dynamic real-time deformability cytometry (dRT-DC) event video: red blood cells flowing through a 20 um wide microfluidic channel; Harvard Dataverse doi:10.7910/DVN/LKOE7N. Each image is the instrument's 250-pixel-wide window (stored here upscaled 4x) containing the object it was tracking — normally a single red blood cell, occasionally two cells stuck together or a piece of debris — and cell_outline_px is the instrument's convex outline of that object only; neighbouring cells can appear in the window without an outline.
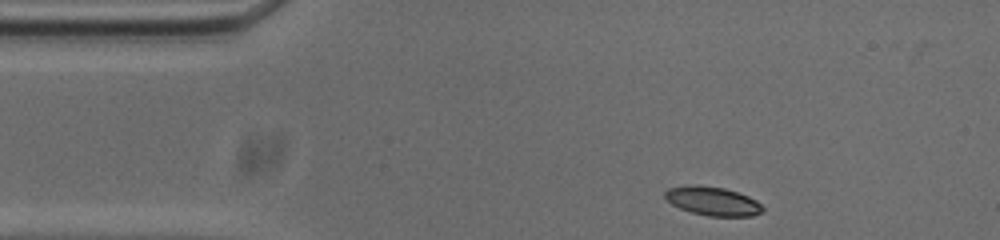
{"species": "common noctule bat (a hibernating species)", "species_latin": "Nyctalus noctula", "temperature_condition": "cold", "stored_images_in_passage": 48, "camera_frame_rate_fps": 3000, "um_per_image_px": 0.085, "animal": {"sex": "male", "body_mass_g": 20.0, "forearm_length_mm": 53.3}, "frame": {"image": 1, "passage_image": 1, "time_ms": 0.0, "image_size_px": [1000, 240], "cell_outline_px": [[764, 212], [752, 216], [708, 216], [692, 212], [680, 208], [672, 204], [664, 196], [664, 192], [668, 188], [688, 184], [696, 184], [724, 188], [748, 196], [756, 200], [764, 208]], "centroid_in_image_um": [60.57, 17.08], "position_along_channel_um": 24.4, "area_um2": 16.47}}
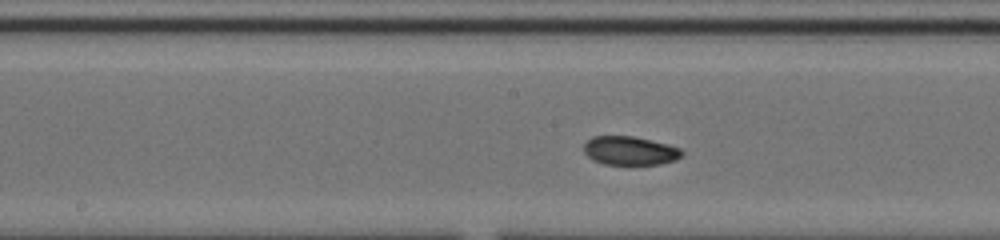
{"frame": {"image": 2, "passage_image": 19, "time_ms": 6.0, "image_size_px": [1000, 240], "cell_outline_px": [[684, 156], [676, 160], [660, 164], [604, 164], [592, 160], [584, 152], [584, 144], [592, 136], [632, 136], [668, 144], [680, 148], [684, 152]], "centroid_in_image_um": [53.57, 12.81], "position_along_channel_um": 194.6, "area_um2": 16.47}}
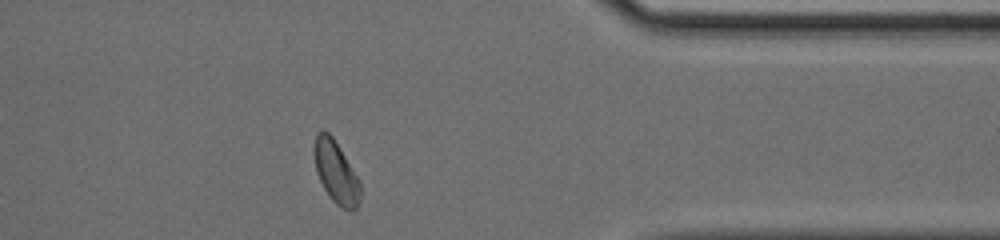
{"frame": {"image": 3, "passage_image": 36, "time_ms": 11.667, "image_size_px": [1000, 240], "cell_outline_px": [[360, 200], [356, 208], [352, 212], [336, 204], [332, 200], [324, 188], [316, 172], [312, 152], [312, 148], [316, 136], [320, 132], [328, 132], [332, 136], [340, 148], [360, 180]], "centroid_in_image_um": [28.55, 14.64], "position_along_channel_um": 382.9, "area_um2": 16.76}, "authors_computed_cell_mechanics": {"area_um2": 16.9643, "velocity_mm_per_s": 3.7017, "shape_relaxation_time_tau1_ms": 4.773, "shape_relaxation_time_tau2_ms": 2.1075, "deformation_change_tau1": 0.0943, "deformation_change_tau2": 0.0606}}